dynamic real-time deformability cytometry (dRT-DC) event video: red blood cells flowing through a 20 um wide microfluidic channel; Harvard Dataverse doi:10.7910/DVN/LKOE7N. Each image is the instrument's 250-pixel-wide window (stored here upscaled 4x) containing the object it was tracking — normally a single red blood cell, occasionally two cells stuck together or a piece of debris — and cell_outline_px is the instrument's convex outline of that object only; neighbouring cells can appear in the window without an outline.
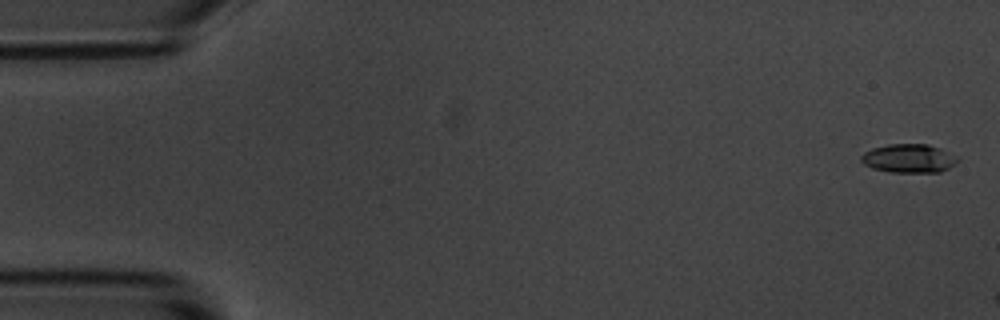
{"species": "common noctule bat (a hibernating species)", "species_latin": "Nyctalus noctula", "temperature_condition": "room temperature", "stored_images_in_passage": 6, "camera_frame_rate_fps": 3000, "um_per_image_px": 0.085, "animal": {"sex": "male", "body_mass_g": 20.1, "forearm_length_mm": 53.5}, "frame": {"image": 1, "passage_image": 1, "time_ms": 0.0, "image_size_px": [1000, 320], "cell_outline_px": [[960, 160], [956, 164], [940, 172], [892, 172], [872, 168], [864, 164], [860, 160], [860, 156], [864, 152], [872, 148], [888, 144], [928, 144], [940, 148], [956, 156]], "centroid_in_image_um": [77.25, 13.46], "position_along_channel_um": 7.8, "area_um2": 16.18}}